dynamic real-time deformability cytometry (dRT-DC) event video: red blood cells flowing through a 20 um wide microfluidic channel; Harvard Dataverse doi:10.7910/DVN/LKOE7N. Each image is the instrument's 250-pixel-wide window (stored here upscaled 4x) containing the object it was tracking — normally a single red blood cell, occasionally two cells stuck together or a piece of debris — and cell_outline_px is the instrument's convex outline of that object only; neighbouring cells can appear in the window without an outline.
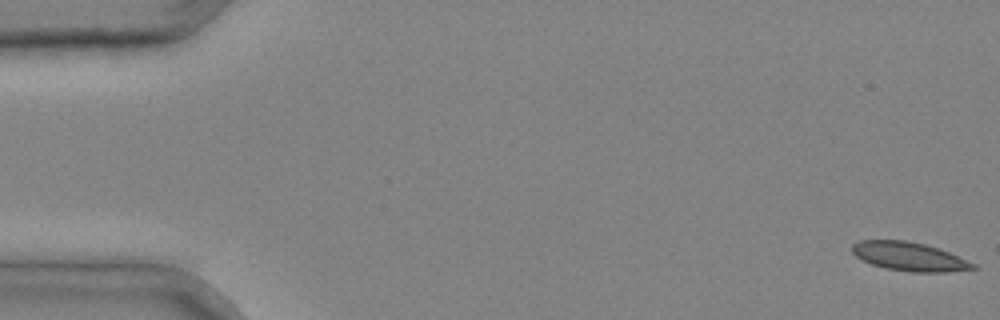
{"species": "common noctule bat (a hibernating species)", "species_latin": "Nyctalus noctula", "temperature_condition": "cold", "stored_images_in_passage": 4, "camera_frame_rate_fps": 3000, "um_per_image_px": 0.085, "animal": {"sex": "male", "body_mass_g": 20.4}, "frame": {"image": 1, "passage_image": 1, "time_ms": 0.0, "image_size_px": [1000, 320], "cell_outline_px": [[976, 268], [948, 272], [912, 272], [884, 268], [872, 264], [856, 256], [852, 252], [852, 244], [860, 240], [908, 240], [924, 244], [948, 252], [976, 264]], "centroid_in_image_um": [77.27, 21.8], "position_along_channel_um": 7.7, "area_um2": 20.06}}
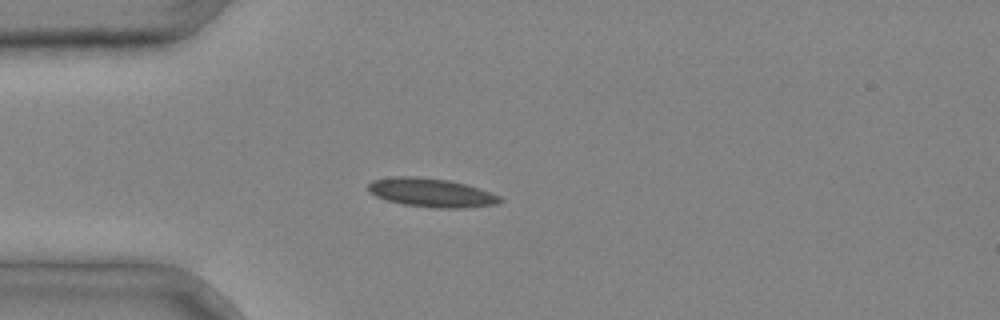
{"frame": {"image": 2, "passage_image": 4, "time_ms": 1.0, "image_size_px": [1000, 320], "cell_outline_px": [[504, 200], [500, 204], [464, 208], [436, 208], [404, 204], [388, 200], [376, 196], [368, 192], [368, 184], [372, 180], [392, 176], [416, 176], [448, 180], [480, 188], [492, 192], [500, 196]], "centroid_in_image_um": [36.69, 16.37], "position_along_channel_um": 48.3, "area_um2": 22.25}}